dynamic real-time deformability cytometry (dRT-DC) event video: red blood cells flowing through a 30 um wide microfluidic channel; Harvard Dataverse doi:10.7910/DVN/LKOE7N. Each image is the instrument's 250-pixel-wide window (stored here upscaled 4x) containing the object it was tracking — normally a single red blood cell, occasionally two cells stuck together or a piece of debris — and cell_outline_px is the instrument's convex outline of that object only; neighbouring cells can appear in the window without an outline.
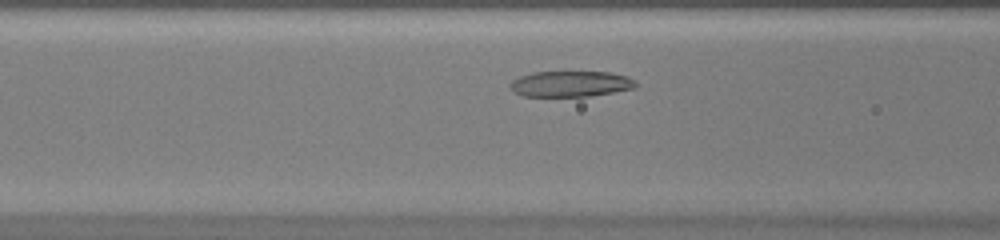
{"species": "common noctule bat (a hibernating species)", "species_latin": "Nyctalus noctula", "temperature_condition": "warm", "stored_images_in_passage": 27, "camera_frame_rate_fps": 3000, "um_per_image_px": 0.085, "animal": {"sex": "female", "body_mass_g": 20.0, "forearm_length_mm": 54.0}, "frame": {"image": 1, "passage_image": 7, "time_ms": 2.0, "image_size_px": [1000, 240], "cell_outline_px": [[636, 88], [592, 96], [524, 96], [512, 92], [508, 88], [508, 84], [512, 80], [520, 76], [532, 72], [608, 72], [628, 76], [636, 84]], "centroid_in_image_um": [48.45, 7.13], "position_along_channel_um": 118.2, "area_um2": 19.02}}
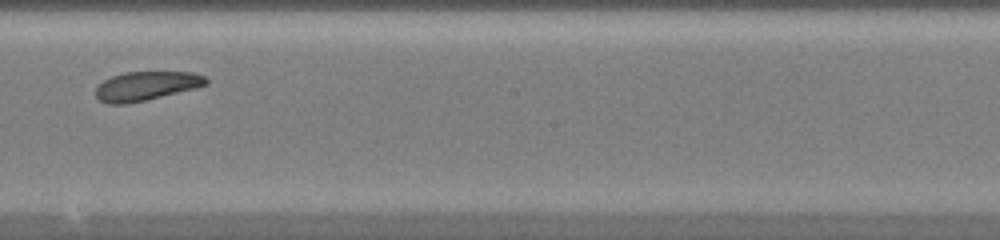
{"frame": {"image": 2, "passage_image": 15, "time_ms": 4.667, "image_size_px": [1000, 240], "cell_outline_px": [[208, 84], [196, 88], [144, 100], [124, 104], [108, 104], [100, 100], [96, 96], [96, 88], [104, 80], [112, 76], [124, 72], [192, 72], [204, 76], [208, 80]], "centroid_in_image_um": [12.43, 7.3], "position_along_channel_um": 235.8, "area_um2": 18.44}}
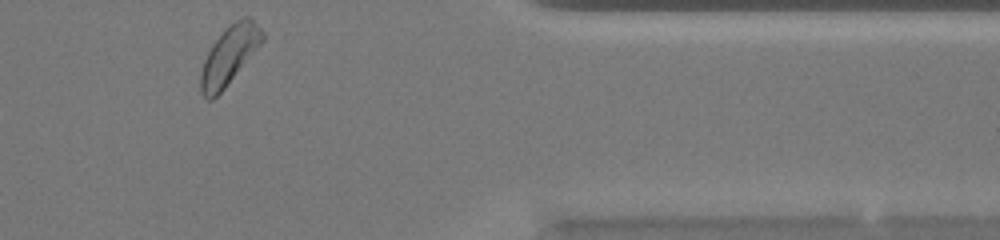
{"frame": {"image": 3, "passage_image": 27, "time_ms": 8.667, "image_size_px": [1000, 240], "cell_outline_px": [[264, 40], [224, 88], [212, 100], [208, 100], [200, 92], [200, 72], [204, 60], [212, 44], [236, 20], [244, 16], [248, 16], [264, 32]], "centroid_in_image_um": [19.47, 4.73], "position_along_channel_um": 391.9, "area_um2": 20.35}}